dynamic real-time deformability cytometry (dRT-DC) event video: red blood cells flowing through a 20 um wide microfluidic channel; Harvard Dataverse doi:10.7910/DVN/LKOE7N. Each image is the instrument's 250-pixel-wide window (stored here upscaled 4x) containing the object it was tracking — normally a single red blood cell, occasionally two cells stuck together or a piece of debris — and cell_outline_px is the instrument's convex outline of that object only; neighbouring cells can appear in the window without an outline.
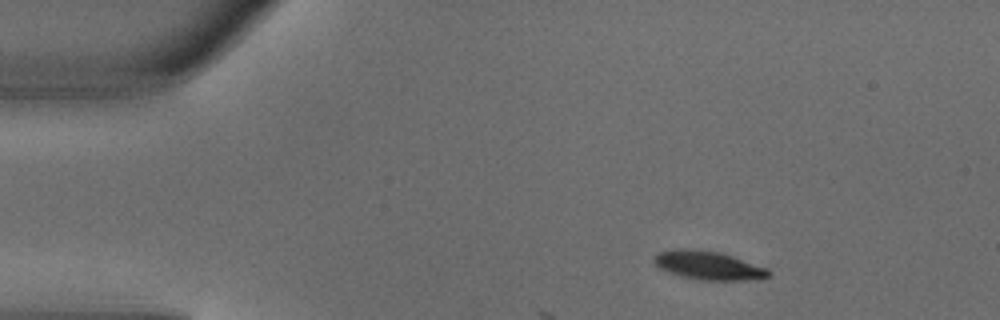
{"species": "common noctule bat (a hibernating species)", "species_latin": "Nyctalus noctula", "temperature_condition": "warm", "stored_images_in_passage": 4, "camera_frame_rate_fps": 3000, "um_per_image_px": 0.085, "animal": {"sex": "male", "body_mass_g": 18.8}, "frame": {"image": 1, "passage_image": 1, "time_ms": 0.0, "image_size_px": [1000, 320], "cell_outline_px": [[768, 276], [740, 280], [704, 280], [684, 276], [668, 272], [660, 268], [652, 260], [652, 256], [656, 252], [672, 248], [680, 248], [720, 252], [768, 268]], "centroid_in_image_um": [60.11, 22.53], "position_along_channel_um": 24.9, "area_um2": 18.79}}
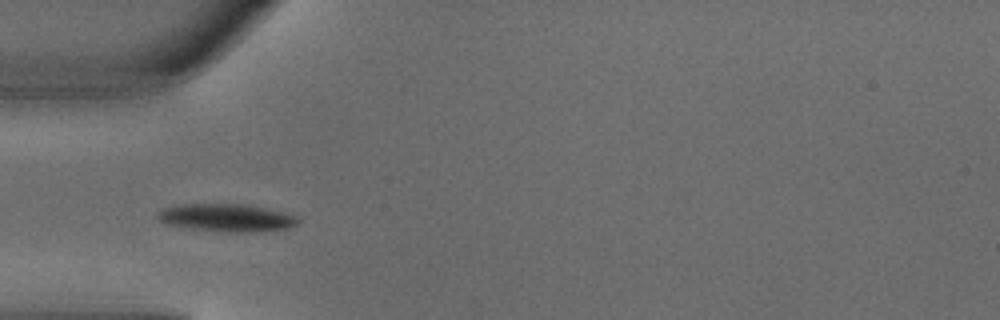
{"frame": {"image": 2, "passage_image": 3, "time_ms": 0.667, "image_size_px": [1000, 320], "cell_outline_px": [[300, 220], [296, 224], [288, 228], [256, 232], [224, 232], [192, 228], [168, 224], [160, 220], [156, 216], [164, 208], [176, 204], [244, 204], [264, 208], [296, 216]], "centroid_in_image_um": [19.26, 18.51], "position_along_channel_um": 65.7, "area_um2": 22.37}}